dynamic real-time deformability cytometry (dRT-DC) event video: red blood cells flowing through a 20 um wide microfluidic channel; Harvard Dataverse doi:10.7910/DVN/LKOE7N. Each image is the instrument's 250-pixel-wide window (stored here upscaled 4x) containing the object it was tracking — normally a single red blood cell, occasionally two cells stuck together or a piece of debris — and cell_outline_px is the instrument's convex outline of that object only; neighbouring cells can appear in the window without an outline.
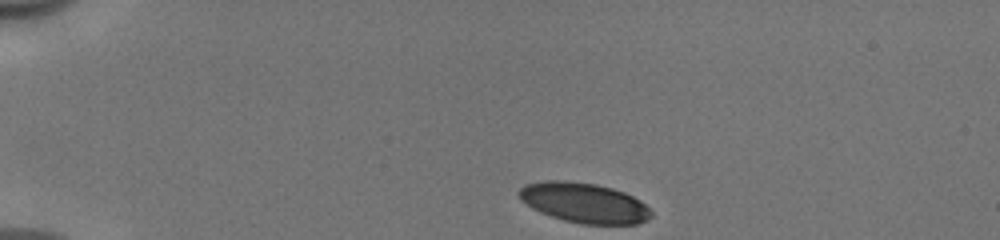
{"species": "human", "species_latin": "Homo sapiens", "temperature_condition": "cold", "stored_images_in_passage": 36, "camera_frame_rate_fps": 3000, "um_per_image_px": 0.085, "donor": {"sex": "male"}, "frame": {"image": 1, "passage_image": 1, "time_ms": 0.0, "image_size_px": [1000, 240], "cell_outline_px": [[652, 216], [648, 220], [636, 224], [580, 224], [564, 220], [540, 212], [532, 208], [520, 200], [516, 192], [524, 184], [544, 180], [564, 180], [596, 184], [612, 188], [624, 192], [640, 200], [652, 212]], "centroid_in_image_um": [49.62, 17.23], "position_along_channel_um": 35.4, "area_um2": 31.04}}
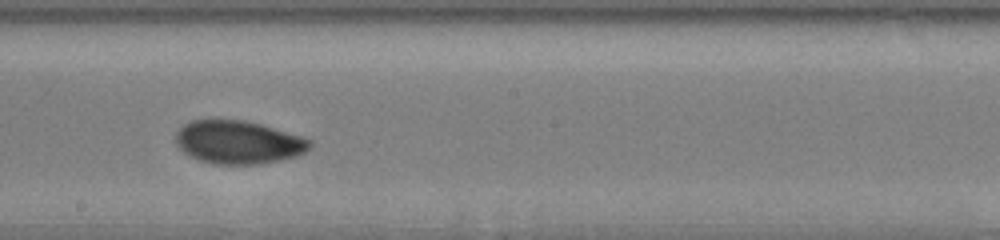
{"frame": {"image": 2, "passage_image": 21, "time_ms": 6.667, "image_size_px": [1000, 240], "cell_outline_px": [[312, 148], [296, 156], [280, 160], [260, 164], [212, 164], [200, 160], [184, 152], [176, 144], [176, 132], [188, 120], [216, 116], [244, 120], [260, 124], [304, 136], [312, 140]], "centroid_in_image_um": [20.25, 12.04], "position_along_channel_um": 228.0, "area_um2": 34.68}}
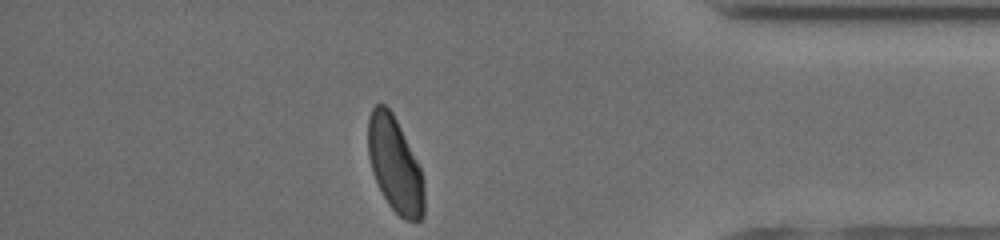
{"frame": {"image": 3, "passage_image": 36, "time_ms": 11.667, "image_size_px": [1000, 240], "cell_outline_px": [[424, 216], [420, 220], [404, 220], [388, 204], [372, 172], [368, 156], [368, 116], [372, 108], [376, 104], [384, 104], [392, 112], [420, 168], [424, 180]], "centroid_in_image_um": [33.56, 14.02], "position_along_channel_um": 401.6, "area_um2": 30.81}, "authors_computed_cell_mechanics": {"area_um2": 33.4373, "velocity_mm_per_s": 3.9536, "shape_relaxation_time_tau1_ms": 3.2808, "shape_relaxation_time_tau2_ms": 1.794, "deformation_change_tau1": 0.1345, "deformation_change_tau2": 0.0443}}